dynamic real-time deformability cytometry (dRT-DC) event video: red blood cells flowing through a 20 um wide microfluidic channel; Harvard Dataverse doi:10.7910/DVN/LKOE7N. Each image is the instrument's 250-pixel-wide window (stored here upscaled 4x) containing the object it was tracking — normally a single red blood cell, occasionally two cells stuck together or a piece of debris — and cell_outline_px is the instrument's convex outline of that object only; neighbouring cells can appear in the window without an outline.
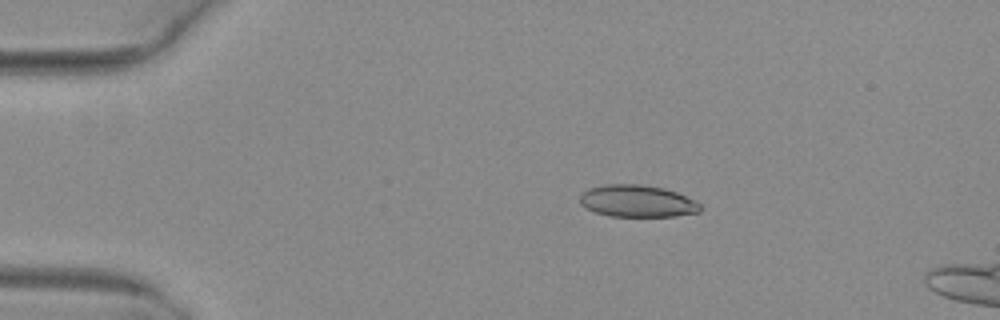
{"species": "common noctule bat (a hibernating species)", "species_latin": "Nyctalus noctula", "temperature_condition": "warm", "stored_images_in_passage": 48, "camera_frame_rate_fps": 3000, "um_per_image_px": 0.085, "animal": {"sex": "female", "body_mass_g": 29.2, "forearm_length_mm": 56.3}, "frame": {"image": 1, "passage_image": 7, "time_ms": 2.0, "image_size_px": [1000, 320], "cell_outline_px": [[700, 212], [676, 216], [608, 216], [596, 212], [580, 204], [580, 196], [588, 188], [604, 184], [640, 184], [664, 188], [676, 192], [700, 204]], "centroid_in_image_um": [54.14, 17.09], "position_along_channel_um": 30.9, "area_um2": 22.31}}
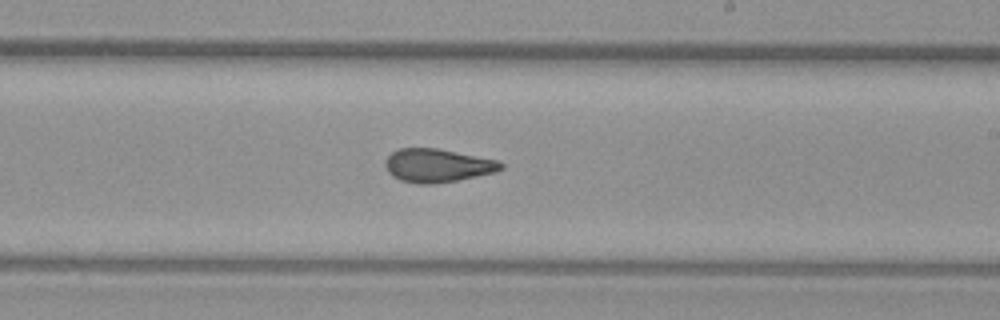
{"frame": {"image": 2, "passage_image": 28, "time_ms": 9.0, "image_size_px": [1000, 320], "cell_outline_px": [[504, 168], [496, 172], [456, 180], [428, 184], [416, 184], [400, 180], [392, 176], [388, 172], [384, 164], [384, 160], [392, 152], [400, 148], [440, 148], [500, 160], [504, 164]], "centroid_in_image_um": [37.2, 14.05], "position_along_channel_um": 251.8, "area_um2": 22.77}}
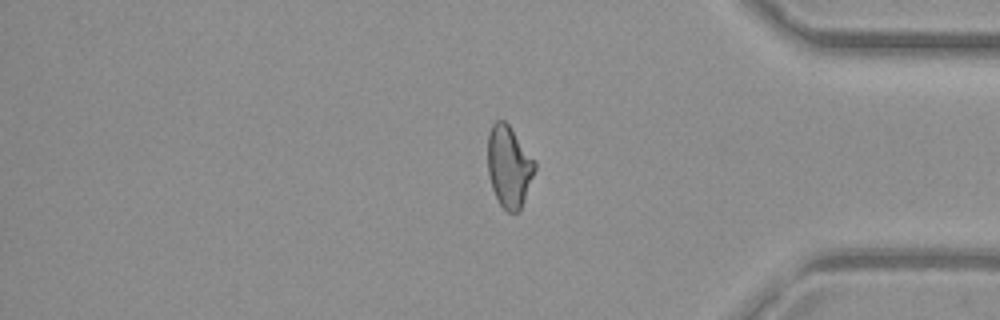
{"frame": {"image": 3, "passage_image": 40, "time_ms": 13.0, "image_size_px": [1000, 320], "cell_outline_px": [[536, 168], [520, 212], [508, 212], [500, 204], [492, 188], [488, 172], [488, 132], [492, 124], [496, 120], [504, 120], [508, 124], [536, 160]], "centroid_in_image_um": [43.28, 14.14], "position_along_channel_um": 391.9, "area_um2": 22.48}, "authors_computed_cell_mechanics": {"area_um2": 22.6865, "velocity_mm_per_s": 4.0377, "shape_relaxation_time_tau1_ms": null, "shape_relaxation_time_tau2_ms": 1.4903, "deformation_change_tau1": null, "deformation_change_tau2": 0.0891}}